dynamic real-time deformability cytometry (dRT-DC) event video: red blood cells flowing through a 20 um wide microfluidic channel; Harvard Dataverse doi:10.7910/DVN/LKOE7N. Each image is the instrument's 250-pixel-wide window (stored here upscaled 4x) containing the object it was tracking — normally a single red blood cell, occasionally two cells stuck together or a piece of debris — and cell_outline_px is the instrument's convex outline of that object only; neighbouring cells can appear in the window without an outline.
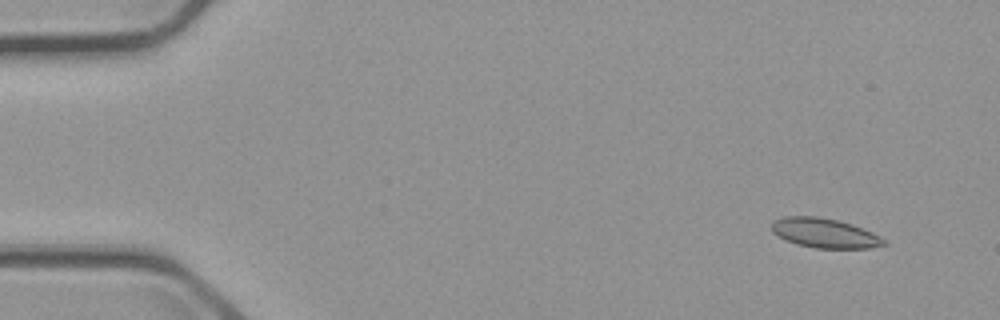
{"species": "common noctule bat (a hibernating species)", "species_latin": "Nyctalus noctula", "temperature_condition": "cold", "stored_images_in_passage": 8, "camera_frame_rate_fps": 3000, "um_per_image_px": 0.085, "animal": {"sex": "male", "body_mass_g": 23.1, "forearm_length_mm": 52.7}, "frame": {"image": 1, "passage_image": 2, "time_ms": 1.333, "image_size_px": [1000, 320], "cell_outline_px": [[888, 244], [868, 248], [816, 248], [796, 244], [772, 232], [772, 220], [784, 216], [816, 216], [840, 220], [852, 224], [872, 232], [888, 240]], "centroid_in_image_um": [70.12, 19.8], "position_along_channel_um": 14.9, "area_um2": 19.42}}
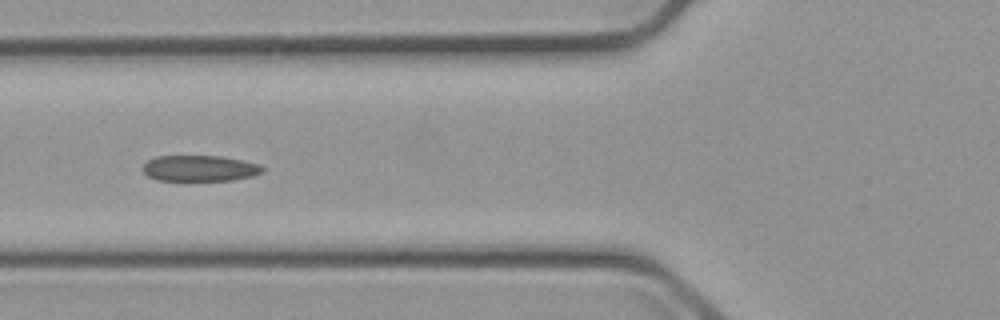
{"frame": {"image": 2, "passage_image": 7, "time_ms": 7.0, "image_size_px": [1000, 320], "cell_outline_px": [[264, 172], [252, 176], [232, 180], [156, 180], [148, 176], [140, 168], [148, 160], [156, 156], [220, 156], [260, 164], [264, 168]], "centroid_in_image_um": [16.96, 14.3], "position_along_channel_um": 108.8, "area_um2": 18.09}}
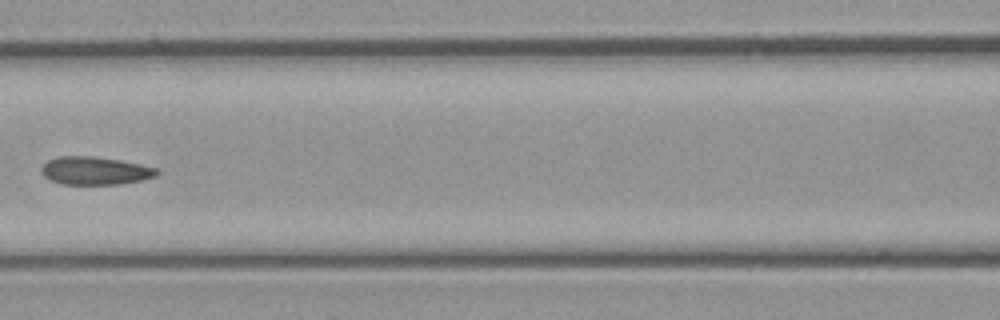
{"frame": {"image": 3, "passage_image": 8, "time_ms": 8.333, "image_size_px": [1000, 320], "cell_outline_px": [[160, 172], [156, 176], [140, 180], [120, 184], [60, 184], [48, 180], [40, 172], [40, 168], [48, 160], [60, 156], [92, 156], [120, 160], [140, 164], [156, 168]], "centroid_in_image_um": [8.04, 14.51], "position_along_channel_um": 158.6, "area_um2": 18.9}}